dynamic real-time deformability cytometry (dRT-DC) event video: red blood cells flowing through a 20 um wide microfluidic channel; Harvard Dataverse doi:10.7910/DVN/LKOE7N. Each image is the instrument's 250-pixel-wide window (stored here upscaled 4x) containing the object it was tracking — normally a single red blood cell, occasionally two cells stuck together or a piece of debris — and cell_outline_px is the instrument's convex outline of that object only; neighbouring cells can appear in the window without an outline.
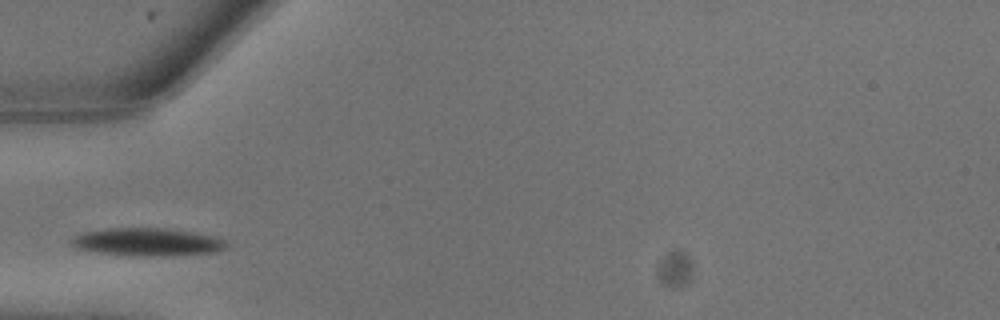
{"species": "common noctule bat (a hibernating species)", "species_latin": "Nyctalus noctula", "temperature_condition": "warm", "stored_images_in_passage": 3, "camera_frame_rate_fps": 3000, "um_per_image_px": 0.085, "animal": {"sex": "male", "body_mass_g": 13.3}, "frame": {"image": 1, "passage_image": 2, "time_ms": 0.333, "image_size_px": [1000, 320], "cell_outline_px": [[228, 248], [212, 252], [100, 252], [76, 248], [68, 244], [68, 240], [84, 232], [108, 228], [168, 228], [216, 236], [224, 240], [228, 244]], "centroid_in_image_um": [12.48, 20.48], "position_along_channel_um": 72.5, "area_um2": 23.18}}